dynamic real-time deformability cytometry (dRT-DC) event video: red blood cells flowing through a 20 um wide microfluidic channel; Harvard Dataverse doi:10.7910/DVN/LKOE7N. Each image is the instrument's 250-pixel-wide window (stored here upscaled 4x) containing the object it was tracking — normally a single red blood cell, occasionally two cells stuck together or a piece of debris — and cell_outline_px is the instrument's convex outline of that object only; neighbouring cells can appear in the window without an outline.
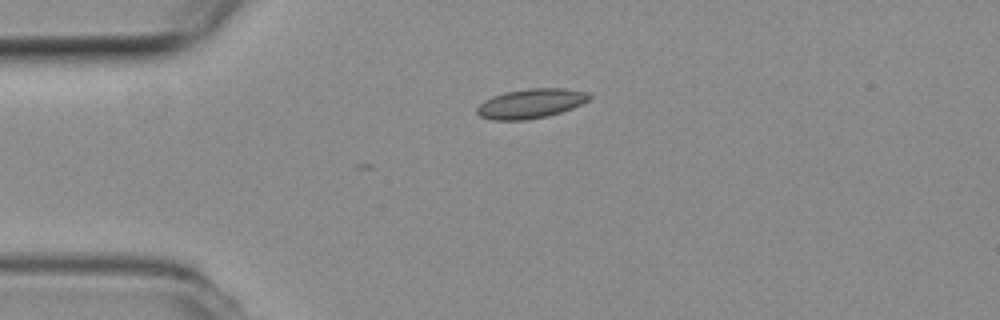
{"species": "common noctule bat (a hibernating species)", "species_latin": "Nyctalus noctula", "temperature_condition": "room temperature", "stored_images_in_passage": 14, "camera_frame_rate_fps": 3000, "um_per_image_px": 0.085, "animal": {"sex": "female", "body_mass_g": 19.3, "forearm_length_mm": 54.1}, "frame": {"image": 1, "passage_image": 1, "time_ms": 0.0, "image_size_px": [1000, 320], "cell_outline_px": [[592, 96], [588, 100], [572, 108], [548, 116], [524, 120], [492, 120], [480, 116], [476, 112], [476, 108], [484, 100], [492, 96], [504, 92], [528, 88], [564, 88], [588, 92]], "centroid_in_image_um": [45.1, 8.79], "position_along_channel_um": 39.9, "area_um2": 19.36}}
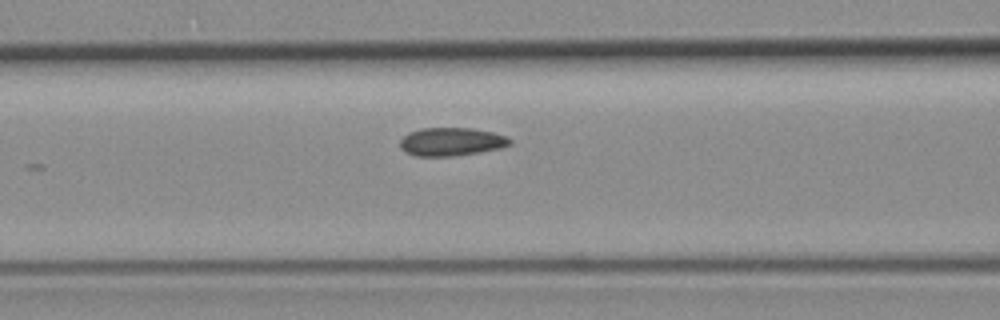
{"frame": {"image": 2, "passage_image": 10, "time_ms": 3.0, "image_size_px": [1000, 320], "cell_outline_px": [[512, 144], [500, 148], [480, 152], [452, 156], [416, 156], [404, 152], [400, 148], [400, 140], [408, 132], [420, 128], [472, 128], [492, 132], [508, 136], [512, 140]], "centroid_in_image_um": [38.36, 12.04], "position_along_channel_um": 128.2, "area_um2": 18.26}}
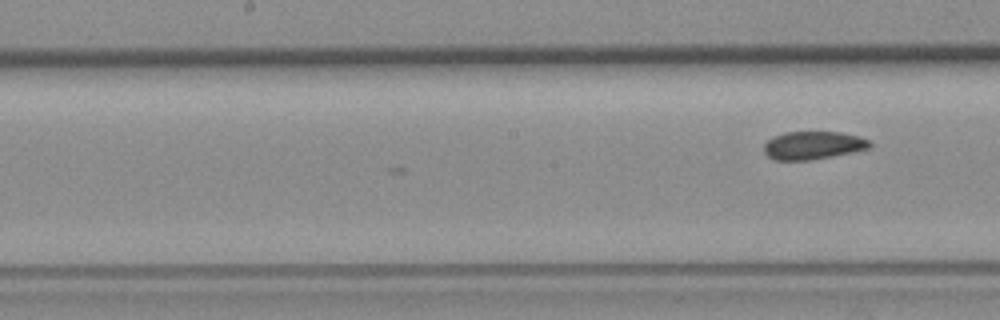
{"frame": {"image": 3, "passage_image": 14, "time_ms": 4.333, "image_size_px": [1000, 320], "cell_outline_px": [[872, 144], [868, 148], [808, 160], [776, 160], [768, 156], [764, 152], [764, 144], [772, 136], [784, 132], [840, 132], [860, 136], [868, 140]], "centroid_in_image_um": [69.05, 12.33], "position_along_channel_um": 179.1, "area_um2": 16.99}}